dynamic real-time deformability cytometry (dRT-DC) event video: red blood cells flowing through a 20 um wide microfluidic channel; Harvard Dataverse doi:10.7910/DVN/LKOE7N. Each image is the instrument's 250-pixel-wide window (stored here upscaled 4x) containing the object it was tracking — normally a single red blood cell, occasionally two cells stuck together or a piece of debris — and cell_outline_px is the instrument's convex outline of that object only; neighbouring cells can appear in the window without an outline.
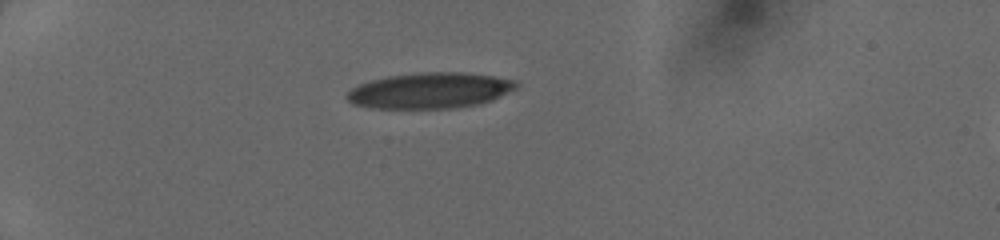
{"species": "human", "species_latin": "Homo sapiens", "temperature_condition": "cold", "stored_images_in_passage": 35, "camera_frame_rate_fps": 3000, "um_per_image_px": 0.085, "donor": {"sex": "female"}, "frame": {"image": 1, "passage_image": 1, "time_ms": 0.0, "image_size_px": [1000, 240], "cell_outline_px": [[520, 84], [516, 88], [492, 100], [480, 104], [452, 108], [372, 108], [352, 104], [344, 96], [352, 88], [360, 84], [372, 80], [388, 76], [424, 72], [460, 72], [492, 76], [516, 80]], "centroid_in_image_um": [36.55, 7.7], "position_along_channel_um": 48.5, "area_um2": 35.2}}
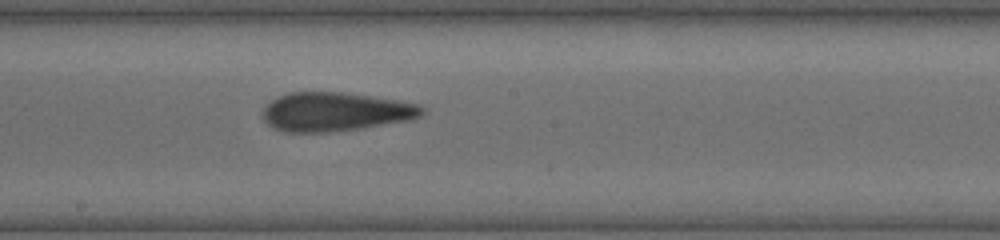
{"frame": {"image": 2, "passage_image": 16, "time_ms": 5.0, "image_size_px": [1000, 240], "cell_outline_px": [[424, 112], [420, 116], [408, 120], [360, 128], [324, 132], [284, 132], [272, 128], [260, 116], [264, 108], [276, 96], [288, 92], [340, 92], [396, 100], [420, 104], [424, 108]], "centroid_in_image_um": [28.44, 9.5], "position_along_channel_um": 219.8, "area_um2": 35.95}}
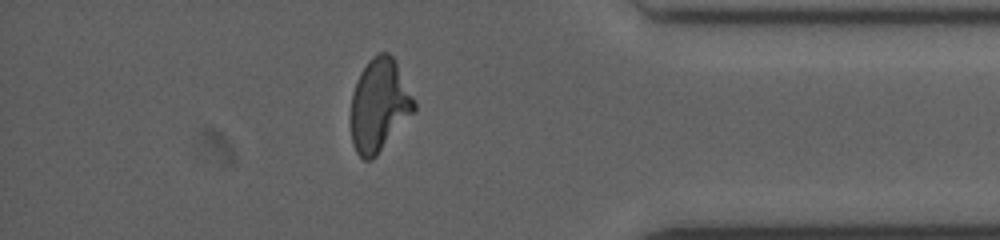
{"frame": {"image": 3, "passage_image": 30, "time_ms": 9.667, "image_size_px": [1000, 240], "cell_outline_px": [[416, 112], [376, 156], [372, 160], [364, 160], [356, 152], [352, 144], [352, 92], [356, 80], [360, 72], [368, 60], [372, 56], [380, 52], [388, 52], [392, 56], [416, 104]], "centroid_in_image_um": [32.24, 8.97], "position_along_channel_um": 403.0, "area_um2": 34.1}}